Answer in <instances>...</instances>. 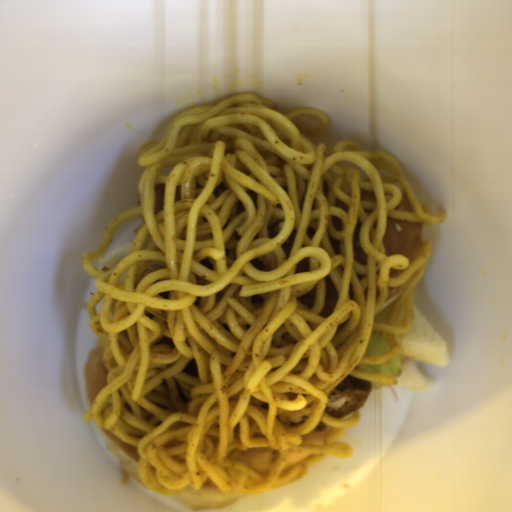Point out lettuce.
I'll return each mask as SVG.
<instances>
[{
	"label": "lettuce",
	"instance_id": "1",
	"mask_svg": "<svg viewBox=\"0 0 512 512\" xmlns=\"http://www.w3.org/2000/svg\"><path fill=\"white\" fill-rule=\"evenodd\" d=\"M392 349L386 335L382 331L371 332L365 347V356H379Z\"/></svg>",
	"mask_w": 512,
	"mask_h": 512
},
{
	"label": "lettuce",
	"instance_id": "2",
	"mask_svg": "<svg viewBox=\"0 0 512 512\" xmlns=\"http://www.w3.org/2000/svg\"><path fill=\"white\" fill-rule=\"evenodd\" d=\"M368 370L389 374L392 377L402 373L405 366L404 351L401 347L400 353L391 360L377 364V365H366Z\"/></svg>",
	"mask_w": 512,
	"mask_h": 512
}]
</instances>
